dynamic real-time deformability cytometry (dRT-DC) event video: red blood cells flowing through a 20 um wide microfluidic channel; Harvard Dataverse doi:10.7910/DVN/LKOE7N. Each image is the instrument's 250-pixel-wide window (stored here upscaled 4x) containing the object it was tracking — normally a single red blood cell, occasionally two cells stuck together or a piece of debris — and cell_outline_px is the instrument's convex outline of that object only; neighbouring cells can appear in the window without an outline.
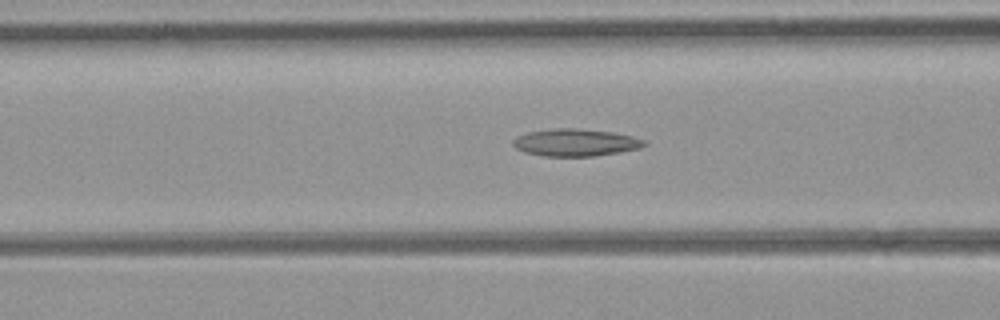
{"species": "common noctule bat (a hibernating species)", "species_latin": "Nyctalus noctula", "temperature_condition": "room temperature", "stored_images_in_passage": 28, "camera_frame_rate_fps": 3000, "um_per_image_px": 0.085, "animal": {"sex": "female", "body_mass_g": 21.9}, "frame": {"image": 1, "passage_image": 8, "time_ms": 2.333, "image_size_px": [1000, 320], "cell_outline_px": [[648, 144], [640, 148], [620, 152], [596, 156], [544, 156], [524, 152], [516, 148], [512, 144], [512, 140], [516, 136], [528, 132], [552, 128], [576, 128], [612, 132], [632, 136], [644, 140]], "centroid_in_image_um": [48.9, 12.11], "position_along_channel_um": 117.7, "area_um2": 20.98}}
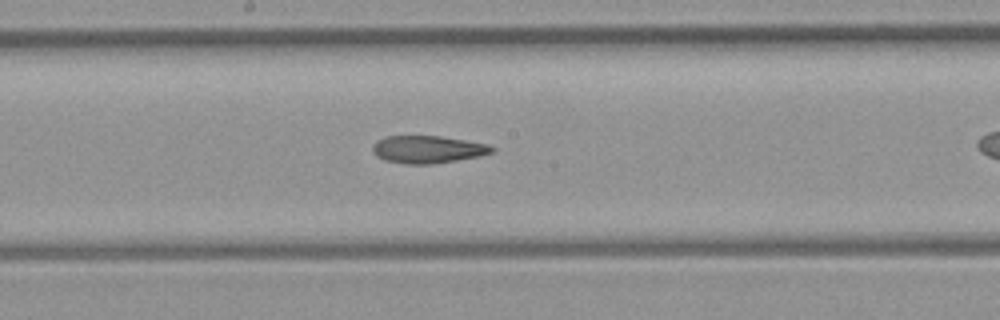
{"frame": {"image": 2, "passage_image": 15, "time_ms": 4.667, "image_size_px": [1000, 320], "cell_outline_px": [[496, 148], [492, 152], [480, 156], [456, 160], [428, 164], [408, 164], [384, 160], [376, 156], [372, 148], [372, 144], [376, 140], [384, 136], [440, 136], [488, 144]], "centroid_in_image_um": [36.32, 12.69], "position_along_channel_um": 211.9, "area_um2": 19.07}}
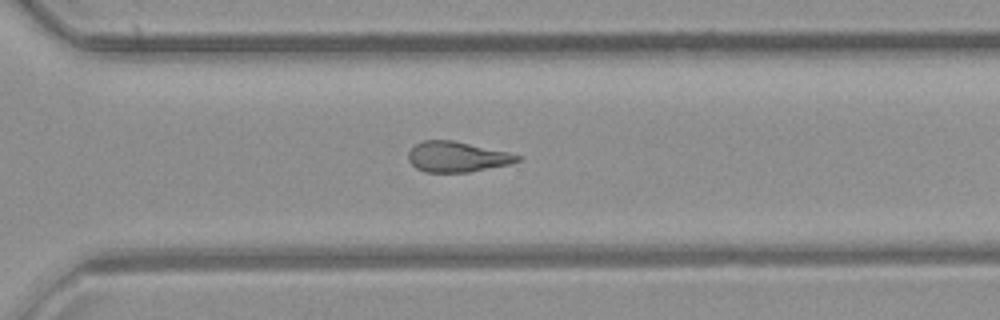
{"frame": {"image": 3, "passage_image": 24, "time_ms": 7.667, "image_size_px": [1000, 320], "cell_outline_px": [[524, 156], [520, 160], [508, 164], [468, 172], [424, 172], [416, 168], [408, 160], [408, 152], [416, 144], [424, 140], [452, 140], [508, 152]], "centroid_in_image_um": [38.84, 13.33], "position_along_channel_um": 331.8, "area_um2": 19.19}}